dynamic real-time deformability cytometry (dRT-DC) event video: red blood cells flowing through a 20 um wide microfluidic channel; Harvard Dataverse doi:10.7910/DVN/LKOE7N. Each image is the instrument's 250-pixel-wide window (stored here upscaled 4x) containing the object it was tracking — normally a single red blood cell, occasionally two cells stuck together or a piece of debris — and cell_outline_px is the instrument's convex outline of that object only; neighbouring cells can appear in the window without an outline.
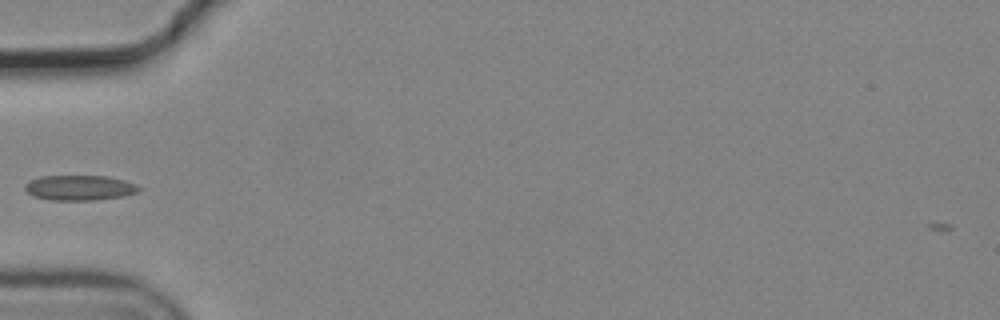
{"species": "common noctule bat (a hibernating species)", "species_latin": "Nyctalus noctula", "temperature_condition": "cold", "stored_images_in_passage": 37, "camera_frame_rate_fps": 3000, "um_per_image_px": 0.085, "animal": {"sex": "male", "body_mass_g": 19.2, "forearm_length_mm": 51.8}, "frame": {"image": 1, "passage_image": 1, "time_ms": 0.0, "image_size_px": [1000, 320], "cell_outline_px": [[140, 188], [136, 192], [124, 196], [96, 200], [52, 200], [32, 196], [24, 188], [24, 184], [28, 180], [40, 176], [108, 176], [124, 180], [136, 184]], "centroid_in_image_um": [6.72, 15.95], "position_along_channel_um": 78.3, "area_um2": 16.76}}
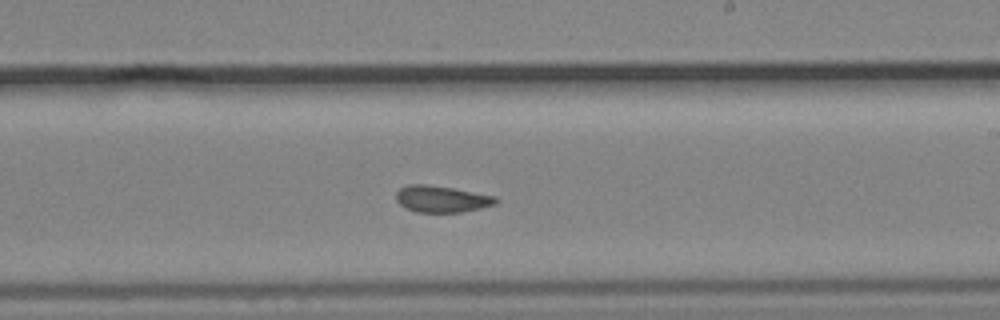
{"frame": {"image": 2, "passage_image": 15, "time_ms": 4.667, "image_size_px": [1000, 320], "cell_outline_px": [[500, 200], [496, 204], [480, 208], [460, 212], [416, 212], [404, 208], [396, 200], [396, 192], [400, 188], [408, 184], [424, 184], [452, 188], [496, 196]], "centroid_in_image_um": [37.53, 16.91], "position_along_channel_um": 251.5, "area_um2": 15.49}}
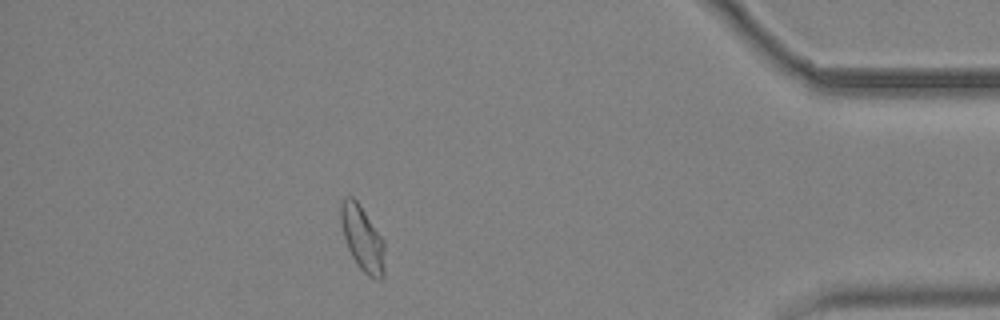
{"frame": {"image": 3, "passage_image": 31, "time_ms": 10.0, "image_size_px": [1000, 320], "cell_outline_px": [[384, 276], [380, 280], [376, 280], [368, 276], [356, 264], [348, 248], [344, 236], [340, 220], [340, 200], [344, 196], [352, 196], [360, 204], [384, 240]], "centroid_in_image_um": [30.8, 20.25], "position_along_channel_um": 404.4, "area_um2": 16.88}}